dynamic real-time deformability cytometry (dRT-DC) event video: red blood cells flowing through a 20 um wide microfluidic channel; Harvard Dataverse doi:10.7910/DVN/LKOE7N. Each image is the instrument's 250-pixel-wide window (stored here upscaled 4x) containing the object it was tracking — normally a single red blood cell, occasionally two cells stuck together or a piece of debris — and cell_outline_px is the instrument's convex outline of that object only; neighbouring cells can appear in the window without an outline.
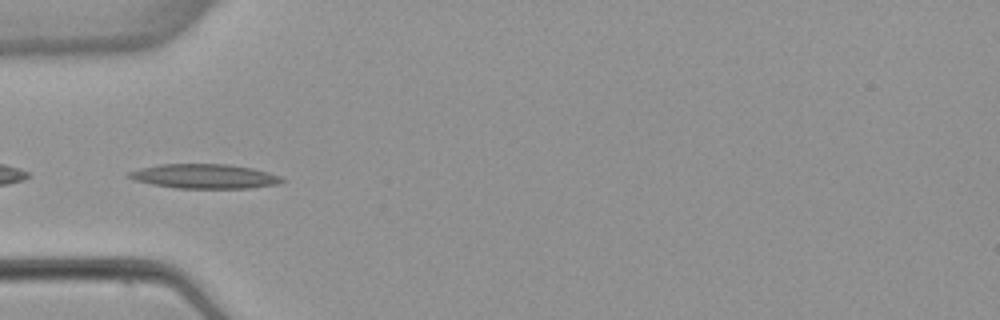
{"species": "common noctule bat (a hibernating species)", "species_latin": "Nyctalus noctula", "temperature_condition": "warm", "stored_images_in_passage": 5, "camera_frame_rate_fps": 3000, "um_per_image_px": 0.085, "animal": {"sex": "female", "body_mass_g": 22.7, "forearm_length_mm": 54.2}, "frame": {"image": 1, "passage_image": 5, "time_ms": 5.0, "image_size_px": [1000, 320], "cell_outline_px": [[284, 180], [280, 184], [248, 188], [176, 188], [152, 184], [136, 180], [124, 176], [128, 172], [140, 168], [160, 164], [228, 164], [252, 168], [268, 172], [280, 176]], "centroid_in_image_um": [17.37, 14.98], "position_along_channel_um": 67.6, "area_um2": 21.79}}